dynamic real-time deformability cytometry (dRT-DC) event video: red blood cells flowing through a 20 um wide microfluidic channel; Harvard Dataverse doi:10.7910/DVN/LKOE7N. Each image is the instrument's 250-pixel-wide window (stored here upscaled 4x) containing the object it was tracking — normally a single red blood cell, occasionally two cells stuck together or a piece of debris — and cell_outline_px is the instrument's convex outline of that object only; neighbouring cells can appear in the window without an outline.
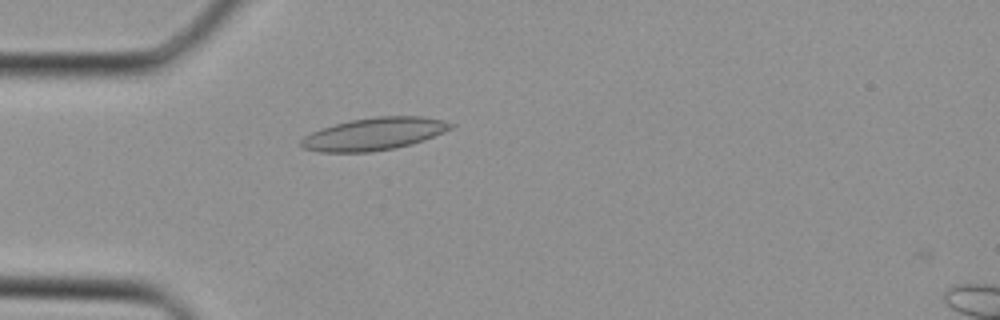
{"species": "Egyptian fruit bat (a non-hibernating species)", "species_latin": "Rousettus aegyptiacus", "temperature_condition": "cold", "stored_images_in_passage": 2, "camera_frame_rate_fps": 3000, "um_per_image_px": 0.085, "animal": {"sex": "female"}, "frame": {"image": 1, "passage_image": 1, "time_ms": 0.0, "image_size_px": [1000, 320], "cell_outline_px": [[456, 124], [452, 128], [424, 140], [412, 144], [396, 148], [372, 152], [320, 152], [304, 148], [300, 144], [300, 140], [304, 136], [320, 128], [352, 120], [376, 116], [420, 116], [440, 120]], "centroid_in_image_um": [31.79, 11.39], "position_along_channel_um": 53.2, "area_um2": 28.21}}